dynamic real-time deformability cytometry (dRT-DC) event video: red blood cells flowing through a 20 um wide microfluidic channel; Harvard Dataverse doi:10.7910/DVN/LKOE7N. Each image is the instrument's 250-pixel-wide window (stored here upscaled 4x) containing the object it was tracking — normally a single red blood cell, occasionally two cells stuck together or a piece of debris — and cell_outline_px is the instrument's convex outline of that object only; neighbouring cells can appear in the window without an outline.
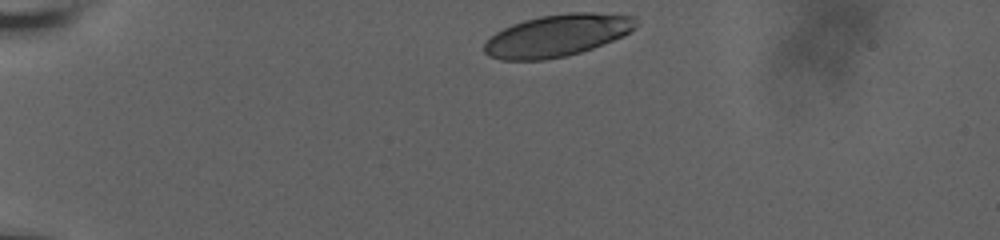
{"species": "human", "species_latin": "Homo sapiens", "temperature_condition": "room temperature", "stored_images_in_passage": 37, "camera_frame_rate_fps": 3000, "um_per_image_px": 0.085, "donor": {"sex": "male"}, "frame": {"image": 1, "passage_image": 1, "time_ms": 0.0, "image_size_px": [1000, 240], "cell_outline_px": [[636, 28], [624, 36], [592, 48], [580, 52], [564, 56], [544, 60], [500, 60], [488, 56], [484, 52], [484, 44], [496, 32], [512, 24], [524, 20], [540, 16], [572, 12], [592, 12], [636, 16]], "centroid_in_image_um": [47.37, 3.01], "position_along_channel_um": 37.6, "area_um2": 37.17}}
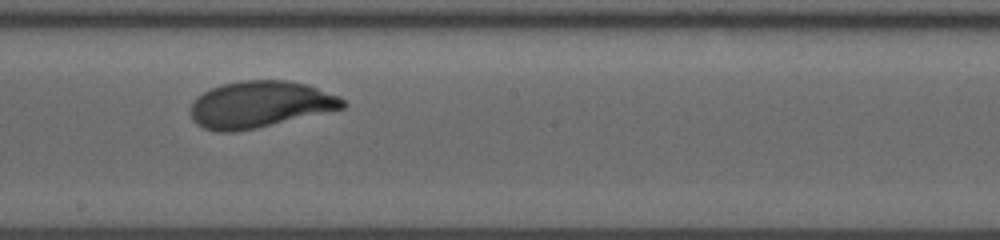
{"frame": {"image": 2, "passage_image": 22, "time_ms": 7.0, "image_size_px": [1000, 240], "cell_outline_px": [[348, 104], [344, 108], [256, 128], [236, 132], [216, 132], [204, 128], [196, 124], [192, 120], [188, 108], [196, 96], [212, 88], [224, 84], [240, 80], [288, 80], [308, 84], [340, 96]], "centroid_in_image_um": [22.07, 8.88], "position_along_channel_um": 226.1, "area_um2": 41.67}}
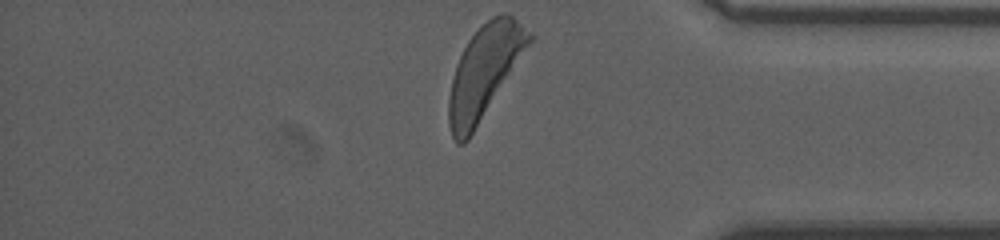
{"frame": {"image": 3, "passage_image": 37, "time_ms": 12.0, "image_size_px": [1000, 240], "cell_outline_px": [[536, 36], [468, 140], [464, 144], [456, 144], [452, 136], [448, 124], [448, 100], [452, 80], [456, 64], [468, 40], [492, 16], [500, 12], [508, 12], [532, 32]], "centroid_in_image_um": [41.2, 6.08], "position_along_channel_um": 394.0, "area_um2": 43.12}, "authors_computed_cell_mechanics": {"area_um2": 40.749, "velocity_mm_per_s": 3.6546, "shape_relaxation_time_tau1_ms": 2.7859, "shape_relaxation_time_tau2_ms": null, "deformation_change_tau1": 0.1482, "deformation_change_tau2": null}}